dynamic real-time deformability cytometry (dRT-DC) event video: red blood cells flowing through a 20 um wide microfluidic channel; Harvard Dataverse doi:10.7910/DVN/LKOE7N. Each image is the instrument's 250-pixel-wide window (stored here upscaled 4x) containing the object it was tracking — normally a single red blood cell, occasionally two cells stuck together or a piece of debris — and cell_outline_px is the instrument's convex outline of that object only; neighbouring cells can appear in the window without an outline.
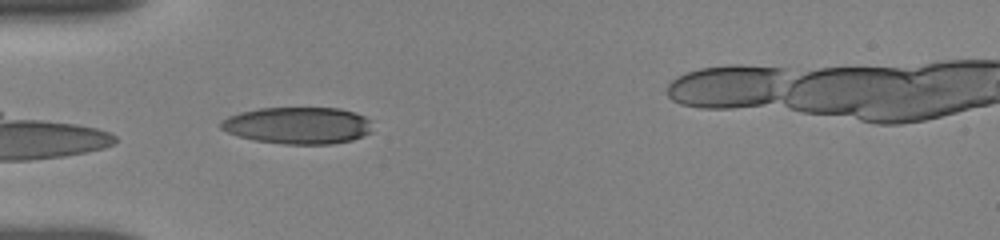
{"species": "human", "species_latin": "Homo sapiens", "temperature_condition": "room temperature", "stored_images_in_passage": 22, "camera_frame_rate_fps": 3000, "um_per_image_px": 0.085, "donor": {"sex": "female"}, "frame": {"image": 1, "passage_image": 2, "time_ms": 0.667, "image_size_px": [1000, 240], "cell_outline_px": [[372, 132], [364, 136], [352, 140], [332, 144], [284, 144], [256, 140], [240, 136], [228, 132], [220, 128], [220, 120], [228, 116], [240, 112], [260, 108], [340, 108], [356, 112], [372, 120]], "centroid_in_image_um": [25.37, 10.66], "position_along_channel_um": 59.6, "area_um2": 32.83}}
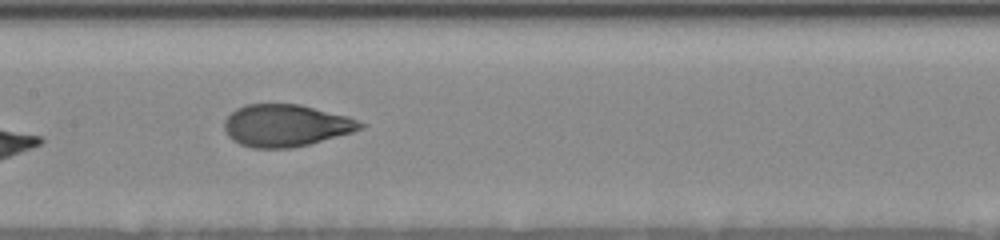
{"frame": {"image": 2, "passage_image": 8, "time_ms": 4.0, "image_size_px": [1000, 240], "cell_outline_px": [[368, 124], [364, 128], [352, 132], [308, 144], [292, 148], [252, 148], [240, 144], [232, 140], [228, 136], [224, 128], [224, 120], [236, 108], [244, 104], [300, 104], [348, 116]], "centroid_in_image_um": [24.3, 10.66], "position_along_channel_um": 183.1, "area_um2": 33.52}}
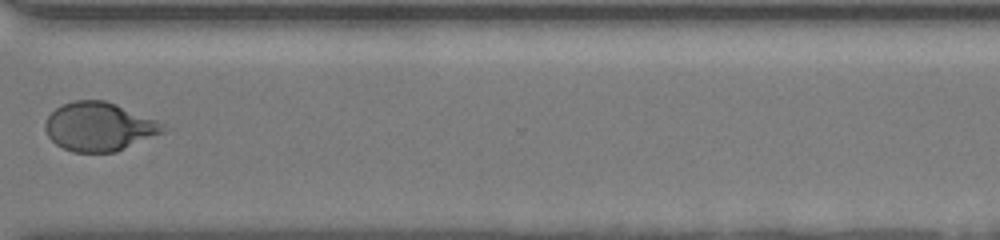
{"frame": {"image": 3, "passage_image": 16, "time_ms": 8.667, "image_size_px": [1000, 240], "cell_outline_px": [[164, 132], [116, 152], [72, 152], [56, 144], [48, 136], [44, 128], [44, 124], [48, 116], [60, 104], [72, 100], [104, 100], [116, 104], [156, 120], [160, 124]], "centroid_in_image_um": [8.36, 10.76], "position_along_channel_um": 362.2, "area_um2": 33.18}, "authors_computed_cell_mechanics": {"area_um2": 33.4662, "velocity_mm_per_s": 3.8383, "shape_relaxation_time_tau1_ms": 5.8461, "shape_relaxation_time_tau2_ms": null, "deformation_change_tau1": 0.1872, "deformation_change_tau2": null}}